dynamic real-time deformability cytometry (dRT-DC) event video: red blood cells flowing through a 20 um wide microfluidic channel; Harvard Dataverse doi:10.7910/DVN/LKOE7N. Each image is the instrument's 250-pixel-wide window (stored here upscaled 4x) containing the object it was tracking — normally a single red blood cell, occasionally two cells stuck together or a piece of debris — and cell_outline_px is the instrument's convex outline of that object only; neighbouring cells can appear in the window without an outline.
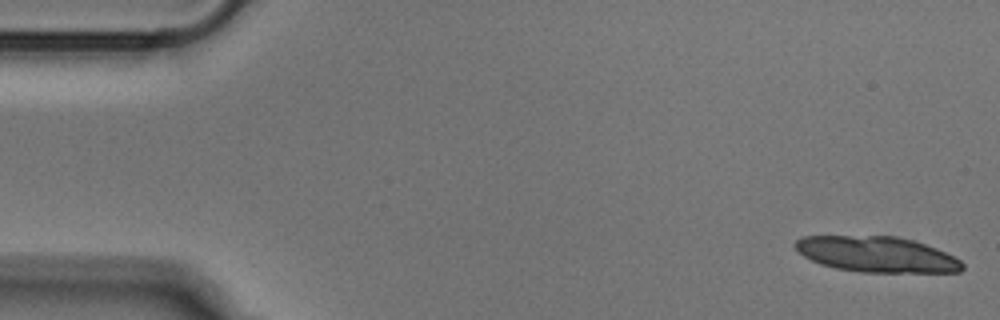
{"species": "Egyptian fruit bat (a non-hibernating species)", "species_latin": "Rousettus aegyptiacus", "temperature_condition": "cold", "stored_images_in_passage": 13, "camera_frame_rate_fps": 3000, "um_per_image_px": 0.085, "animal": {"sex": "male"}, "frame": {"image": 1, "passage_image": 1, "time_ms": 0.0, "image_size_px": [1000, 320], "cell_outline_px": [[964, 268], [960, 272], [860, 272], [836, 268], [820, 264], [804, 256], [792, 244], [796, 240], [804, 236], [896, 236], [912, 240], [936, 248], [960, 260], [964, 264]], "centroid_in_image_um": [74.52, 21.62], "position_along_channel_um": 10.5, "area_um2": 34.56}}